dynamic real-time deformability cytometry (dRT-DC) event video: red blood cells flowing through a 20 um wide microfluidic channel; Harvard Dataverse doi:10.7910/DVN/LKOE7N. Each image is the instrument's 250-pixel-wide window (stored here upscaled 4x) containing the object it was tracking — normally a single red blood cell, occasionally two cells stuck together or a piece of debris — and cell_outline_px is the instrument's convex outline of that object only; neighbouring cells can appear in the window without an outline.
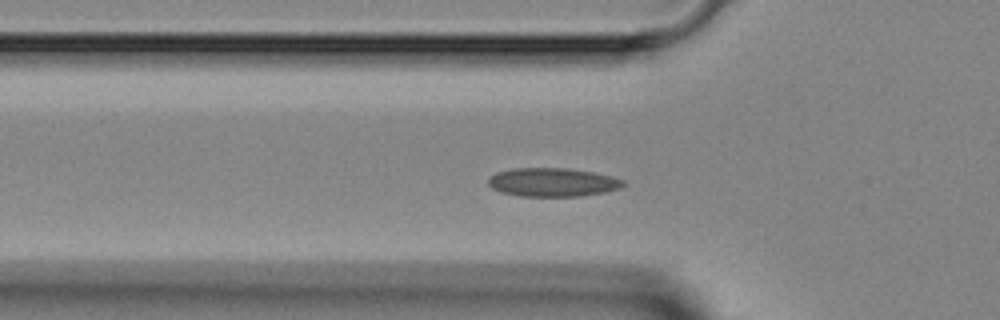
{"species": "Egyptian fruit bat (a non-hibernating species)", "species_latin": "Rousettus aegyptiacus", "temperature_condition": "room temperature", "stored_images_in_passage": 38, "camera_frame_rate_fps": 3000, "um_per_image_px": 0.085, "animal": {"sex": "female"}, "frame": {"image": 1, "passage_image": 10, "time_ms": 3.0, "image_size_px": [1000, 320], "cell_outline_px": [[624, 184], [620, 188], [604, 192], [580, 196], [520, 196], [500, 192], [492, 188], [488, 184], [488, 176], [496, 172], [512, 168], [568, 168], [592, 172], [612, 176], [624, 180]], "centroid_in_image_um": [46.93, 15.48], "position_along_channel_um": 78.9, "area_um2": 22.6}}
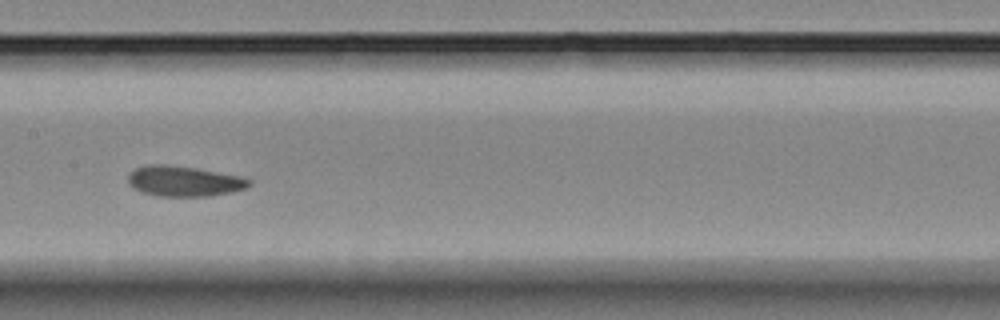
{"frame": {"image": 2, "passage_image": 18, "time_ms": 5.667, "image_size_px": [1000, 320], "cell_outline_px": [[252, 184], [248, 188], [208, 196], [160, 196], [144, 192], [132, 188], [128, 184], [128, 172], [136, 168], [148, 164], [168, 164], [196, 168], [240, 176], [252, 180]], "centroid_in_image_um": [15.62, 15.39], "position_along_channel_um": 191.8, "area_um2": 21.5}}
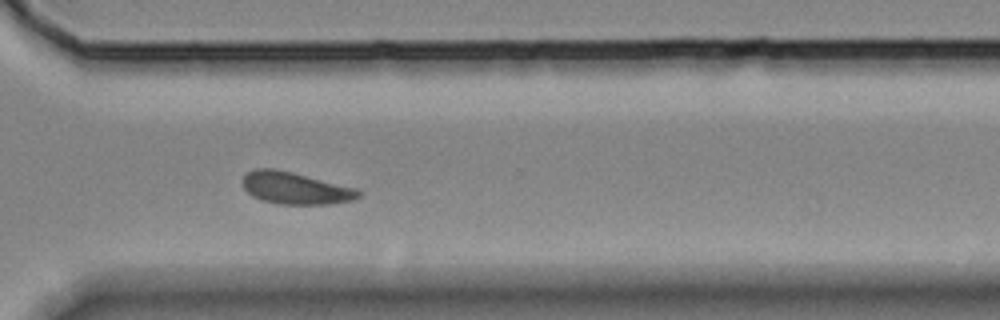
{"frame": {"image": 3, "passage_image": 29, "time_ms": 9.333, "image_size_px": [1000, 320], "cell_outline_px": [[364, 192], [360, 196], [352, 200], [328, 204], [280, 204], [264, 200], [252, 196], [244, 188], [240, 180], [248, 172], [256, 168], [272, 168], [292, 172], [360, 188]], "centroid_in_image_um": [25.15, 15.98], "position_along_channel_um": 345.5, "area_um2": 21.85}}